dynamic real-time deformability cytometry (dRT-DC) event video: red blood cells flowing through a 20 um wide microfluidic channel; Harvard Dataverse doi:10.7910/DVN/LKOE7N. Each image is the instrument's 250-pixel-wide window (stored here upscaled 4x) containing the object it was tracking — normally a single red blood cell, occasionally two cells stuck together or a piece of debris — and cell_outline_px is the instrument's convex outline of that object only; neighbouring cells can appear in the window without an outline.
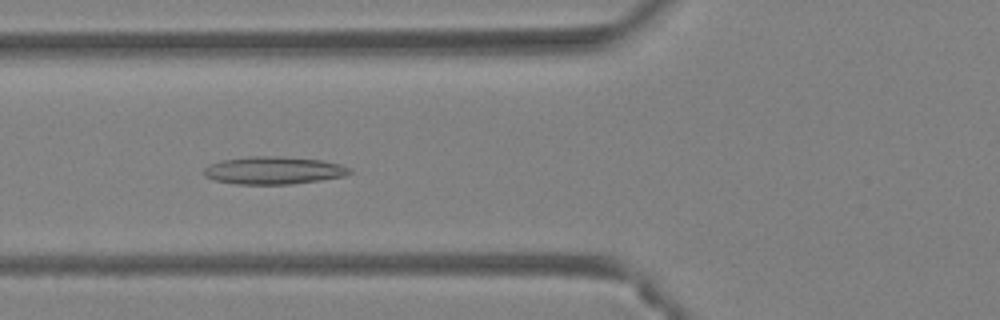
{"species": "Egyptian fruit bat (a non-hibernating species)", "species_latin": "Rousettus aegyptiacus", "temperature_condition": "warm", "stored_images_in_passage": 46, "camera_frame_rate_fps": 3000, "um_per_image_px": 0.085, "animal": {"sex": "female"}, "frame": {"image": 1, "passage_image": 18, "time_ms": 5.667, "image_size_px": [1000, 320], "cell_outline_px": [[352, 172], [344, 176], [320, 180], [292, 184], [236, 184], [216, 180], [204, 176], [204, 168], [208, 164], [224, 160], [248, 156], [280, 156], [320, 160], [340, 164], [348, 168]], "centroid_in_image_um": [23.23, 14.48], "position_along_channel_um": 102.6, "area_um2": 23.35}}
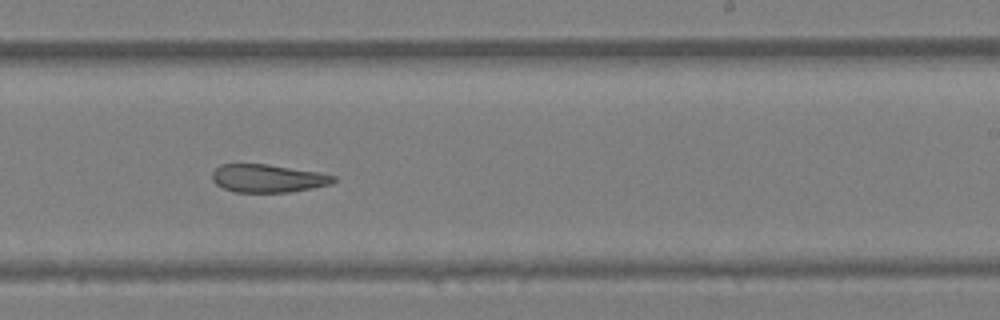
{"frame": {"image": 2, "passage_image": 29, "time_ms": 9.333, "image_size_px": [1000, 320], "cell_outline_px": [[336, 180], [332, 184], [312, 188], [288, 192], [236, 192], [224, 188], [216, 184], [212, 180], [212, 172], [220, 164], [268, 164], [316, 172], [336, 176]], "centroid_in_image_um": [22.75, 15.16], "position_along_channel_um": 266.2, "area_um2": 19.71}}
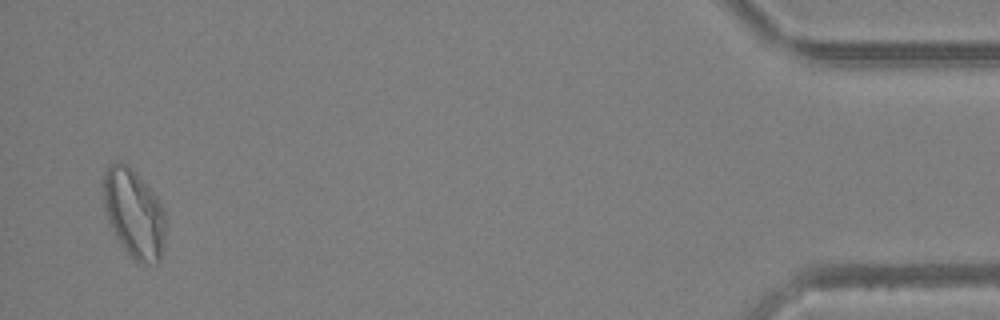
{"frame": {"image": 3, "passage_image": 45, "time_ms": 14.667, "image_size_px": [1000, 320], "cell_outline_px": [[164, 240], [160, 260], [156, 264], [136, 260], [124, 248], [116, 236], [108, 220], [104, 208], [100, 184], [104, 172], [116, 160], [128, 164], [136, 172], [160, 200], [164, 212]], "centroid_in_image_um": [11.35, 18.06], "position_along_channel_um": 423.9, "area_um2": 32.19}, "authors_computed_cell_mechanics": {"area_um2": 25.0563, "velocity_mm_per_s": 4.4689, "shape_relaxation_time_tau1_ms": null, "shape_relaxation_time_tau2_ms": 1.3579, "deformation_change_tau1": null, "deformation_change_tau2": 0.0905}}